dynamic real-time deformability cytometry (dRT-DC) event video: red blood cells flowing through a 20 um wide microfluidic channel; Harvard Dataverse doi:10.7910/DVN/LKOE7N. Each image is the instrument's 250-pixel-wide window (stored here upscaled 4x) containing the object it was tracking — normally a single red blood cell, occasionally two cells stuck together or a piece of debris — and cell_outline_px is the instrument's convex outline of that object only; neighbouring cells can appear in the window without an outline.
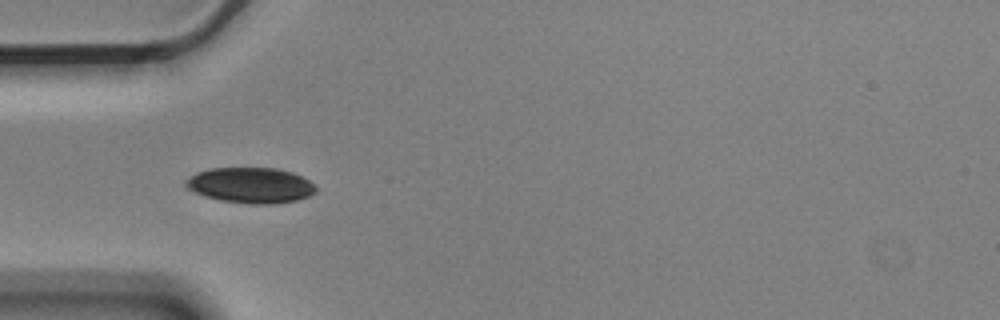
{"species": "Egyptian fruit bat (a non-hibernating species)", "species_latin": "Rousettus aegyptiacus", "temperature_condition": "cold", "stored_images_in_passage": 6, "camera_frame_rate_fps": 3000, "um_per_image_px": 0.085, "animal": {"sex": "male"}, "frame": {"image": 1, "passage_image": 5, "time_ms": 1.333, "image_size_px": [1000, 320], "cell_outline_px": [[316, 192], [308, 196], [296, 200], [272, 204], [256, 204], [220, 200], [204, 196], [188, 188], [184, 184], [184, 180], [196, 172], [212, 168], [276, 168], [292, 172], [308, 180], [316, 188]], "centroid_in_image_um": [21.28, 15.74], "position_along_channel_um": 63.7, "area_um2": 26.76}}
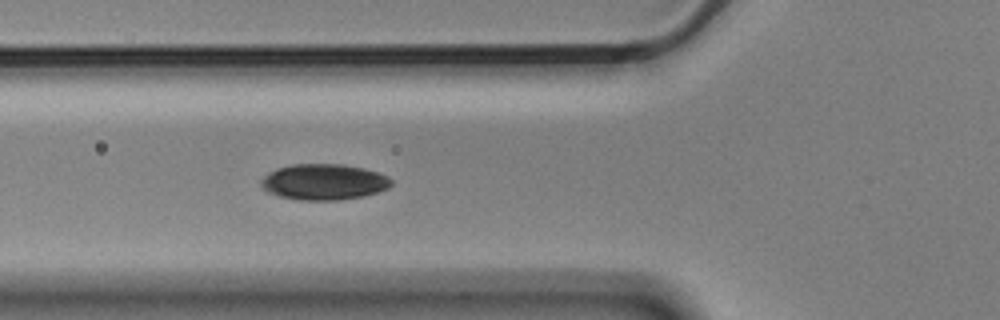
{"frame": {"image": 2, "passage_image": 6, "time_ms": 1.667, "image_size_px": [1000, 320], "cell_outline_px": [[392, 184], [388, 188], [364, 196], [340, 200], [300, 200], [280, 196], [268, 192], [260, 184], [260, 180], [268, 172], [276, 168], [292, 164], [344, 164], [364, 168], [388, 176], [392, 180]], "centroid_in_image_um": [27.52, 15.46], "position_along_channel_um": 98.3, "area_um2": 27.34}}